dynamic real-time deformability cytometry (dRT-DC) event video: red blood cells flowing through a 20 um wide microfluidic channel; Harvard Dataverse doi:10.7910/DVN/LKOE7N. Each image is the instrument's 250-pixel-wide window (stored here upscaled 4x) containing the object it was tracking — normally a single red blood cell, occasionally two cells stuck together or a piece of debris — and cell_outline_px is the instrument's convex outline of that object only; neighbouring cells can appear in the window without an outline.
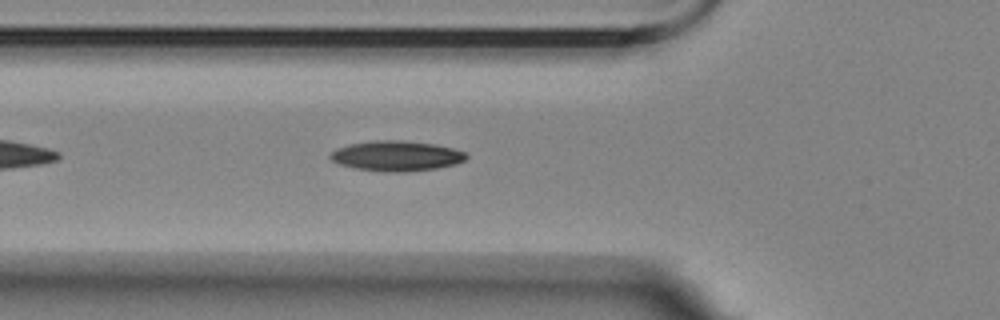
{"species": "Egyptian fruit bat (a non-hibernating species)", "species_latin": "Rousettus aegyptiacus", "temperature_condition": "room temperature", "stored_images_in_passage": 39, "camera_frame_rate_fps": 3000, "um_per_image_px": 0.085, "animal": {"sex": "female"}, "frame": {"image": 1, "passage_image": 4, "time_ms": 1.0, "image_size_px": [1000, 320], "cell_outline_px": [[468, 156], [464, 160], [456, 164], [436, 168], [408, 172], [388, 172], [356, 168], [340, 164], [332, 160], [328, 156], [336, 148], [348, 144], [376, 140], [400, 140], [436, 144], [452, 148], [464, 152]], "centroid_in_image_um": [33.69, 13.25], "position_along_channel_um": 92.1, "area_um2": 23.87}}
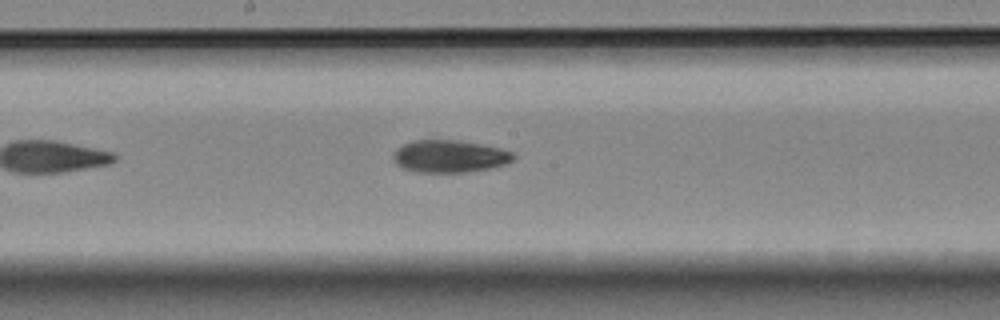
{"frame": {"image": 2, "passage_image": 14, "time_ms": 4.333, "image_size_px": [1000, 320], "cell_outline_px": [[516, 156], [508, 164], [492, 168], [468, 172], [420, 172], [404, 168], [396, 164], [392, 156], [396, 148], [412, 140], [456, 140], [480, 144], [500, 148], [512, 152]], "centroid_in_image_um": [38.23, 13.29], "position_along_channel_um": 210.0, "area_um2": 22.72}}
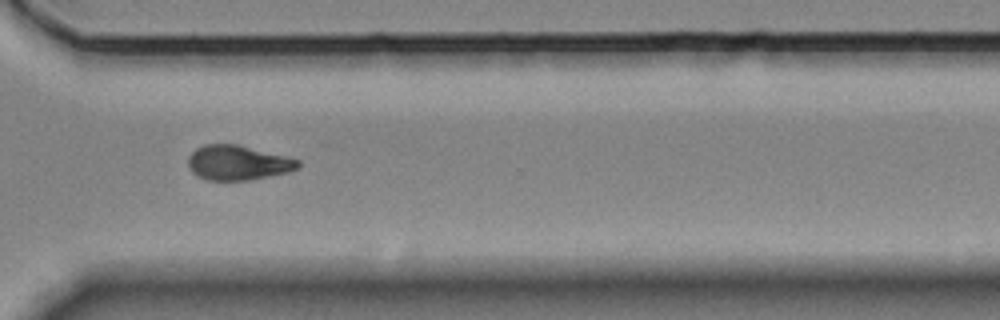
{"frame": {"image": 3, "passage_image": 26, "time_ms": 8.333, "image_size_px": [1000, 320], "cell_outline_px": [[300, 164], [296, 168], [288, 172], [248, 180], [208, 180], [196, 176], [188, 168], [188, 156], [196, 148], [204, 144], [236, 144], [300, 160]], "centroid_in_image_um": [20.16, 13.83], "position_along_channel_um": 350.4, "area_um2": 22.08}}